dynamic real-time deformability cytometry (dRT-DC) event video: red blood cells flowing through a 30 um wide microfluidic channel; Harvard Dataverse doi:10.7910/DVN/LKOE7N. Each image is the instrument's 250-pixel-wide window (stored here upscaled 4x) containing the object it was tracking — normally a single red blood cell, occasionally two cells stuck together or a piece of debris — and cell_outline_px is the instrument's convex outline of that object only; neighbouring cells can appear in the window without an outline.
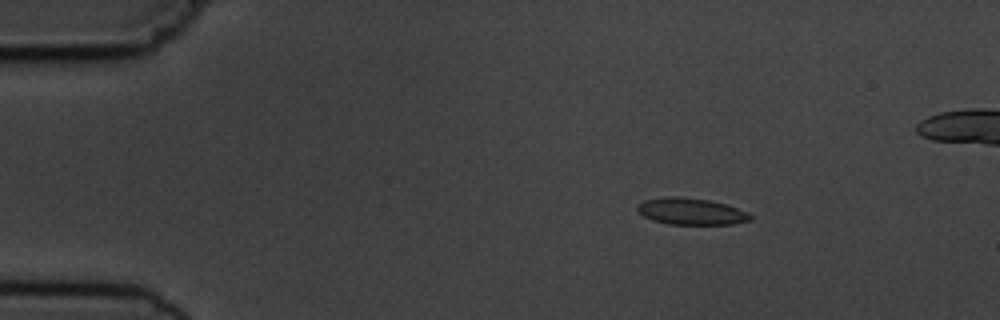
{"species": "common noctule bat (a hibernating species)", "species_latin": "Nyctalus noctula", "temperature_condition": "cold", "stored_images_in_passage": 6, "camera_frame_rate_fps": 3000, "um_per_image_px": 0.085, "animal": {"sex": "male", "body_mass_g": 19.5, "forearm_length_mm": 54.6}, "frame": {"image": 1, "passage_image": 3, "time_ms": 2.333, "image_size_px": [1000, 320], "cell_outline_px": [[752, 220], [732, 224], [668, 224], [652, 220], [644, 216], [636, 208], [644, 200], [668, 196], [676, 196], [708, 200], [724, 204], [748, 212], [752, 216]], "centroid_in_image_um": [58.75, 17.97], "position_along_channel_um": 26.3, "area_um2": 17.34}}